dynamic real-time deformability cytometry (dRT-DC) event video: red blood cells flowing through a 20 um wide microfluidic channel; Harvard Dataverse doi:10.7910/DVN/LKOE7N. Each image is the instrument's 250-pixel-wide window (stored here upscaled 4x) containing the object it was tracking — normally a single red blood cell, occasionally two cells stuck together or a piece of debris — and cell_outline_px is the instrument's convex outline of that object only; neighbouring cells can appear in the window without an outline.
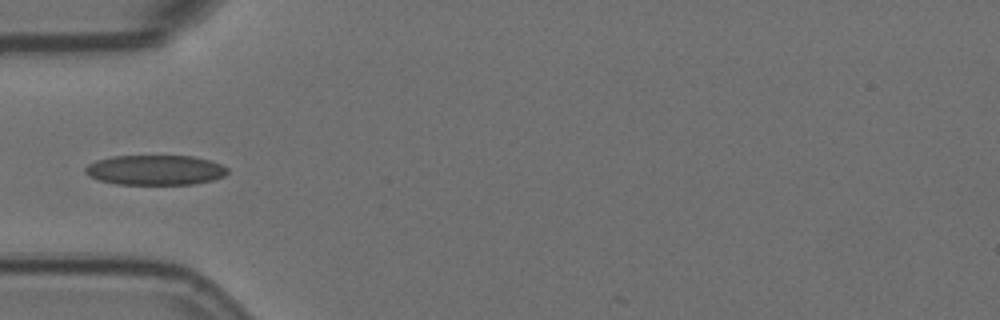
{"species": "Egyptian fruit bat (a non-hibernating species)", "species_latin": "Rousettus aegyptiacus", "temperature_condition": "room temperature", "stored_images_in_passage": 4, "camera_frame_rate_fps": 3000, "um_per_image_px": 0.085, "animal": {"sex": "female"}, "frame": {"image": 1, "passage_image": 4, "time_ms": 1.0, "image_size_px": [1000, 320], "cell_outline_px": [[228, 172], [224, 176], [212, 180], [192, 184], [116, 184], [100, 180], [88, 176], [84, 172], [84, 168], [88, 164], [96, 160], [112, 156], [192, 156], [212, 160], [228, 168]], "centroid_in_image_um": [13.19, 14.45], "position_along_channel_um": 71.8, "area_um2": 24.91}}